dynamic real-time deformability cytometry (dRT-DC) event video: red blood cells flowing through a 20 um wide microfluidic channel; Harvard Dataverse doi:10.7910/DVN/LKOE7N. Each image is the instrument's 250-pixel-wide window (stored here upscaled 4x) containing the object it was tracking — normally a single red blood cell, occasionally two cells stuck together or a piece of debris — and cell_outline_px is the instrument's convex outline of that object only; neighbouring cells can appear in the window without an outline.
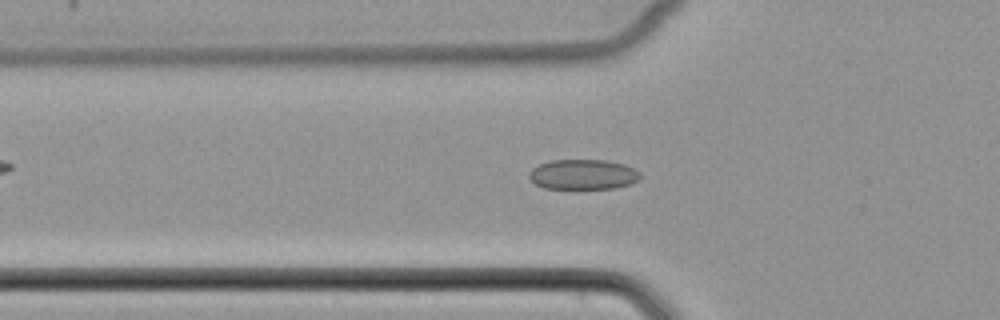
{"species": "common noctule bat (a hibernating species)", "species_latin": "Nyctalus noctula", "temperature_condition": "cold", "stored_images_in_passage": 48, "camera_frame_rate_fps": 3000, "um_per_image_px": 0.085, "animal": {"sex": "female", "body_mass_g": 22.7, "forearm_length_mm": 54.2}, "frame": {"image": 1, "passage_image": 18, "time_ms": 5.667, "image_size_px": [1000, 320], "cell_outline_px": [[640, 176], [632, 184], [616, 188], [544, 188], [536, 184], [528, 176], [528, 172], [532, 168], [540, 164], [552, 160], [608, 160], [624, 164], [640, 172]], "centroid_in_image_um": [49.56, 14.82], "position_along_channel_um": 76.2, "area_um2": 19.42}}
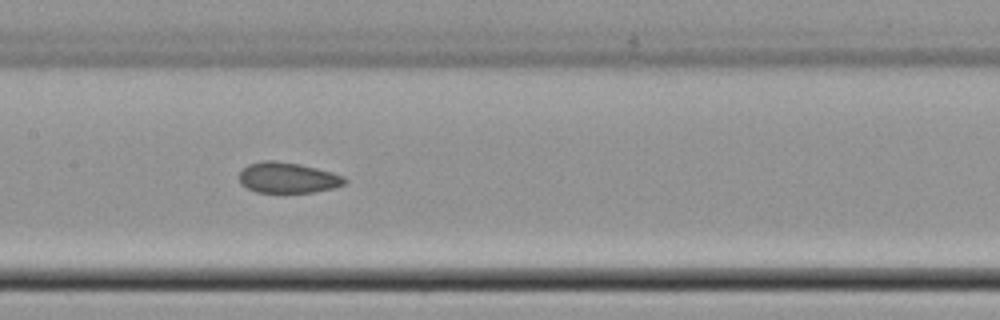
{"frame": {"image": 2, "passage_image": 26, "time_ms": 8.333, "image_size_px": [1000, 320], "cell_outline_px": [[348, 180], [344, 184], [332, 188], [316, 192], [256, 192], [240, 184], [240, 172], [248, 164], [260, 160], [272, 160], [300, 164], [332, 172], [344, 176]], "centroid_in_image_um": [24.46, 15.1], "position_along_channel_um": 182.9, "area_um2": 18.84}}
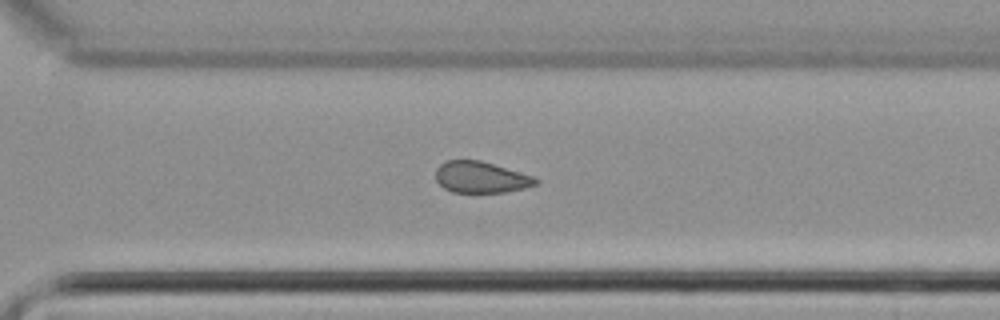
{"frame": {"image": 3, "passage_image": 37, "time_ms": 12.0, "image_size_px": [1000, 320], "cell_outline_px": [[540, 180], [536, 184], [524, 188], [504, 192], [452, 192], [444, 188], [436, 180], [436, 168], [440, 164], [448, 160], [480, 160], [532, 176]], "centroid_in_image_um": [40.85, 15.06], "position_along_channel_um": 329.8, "area_um2": 18.03}}